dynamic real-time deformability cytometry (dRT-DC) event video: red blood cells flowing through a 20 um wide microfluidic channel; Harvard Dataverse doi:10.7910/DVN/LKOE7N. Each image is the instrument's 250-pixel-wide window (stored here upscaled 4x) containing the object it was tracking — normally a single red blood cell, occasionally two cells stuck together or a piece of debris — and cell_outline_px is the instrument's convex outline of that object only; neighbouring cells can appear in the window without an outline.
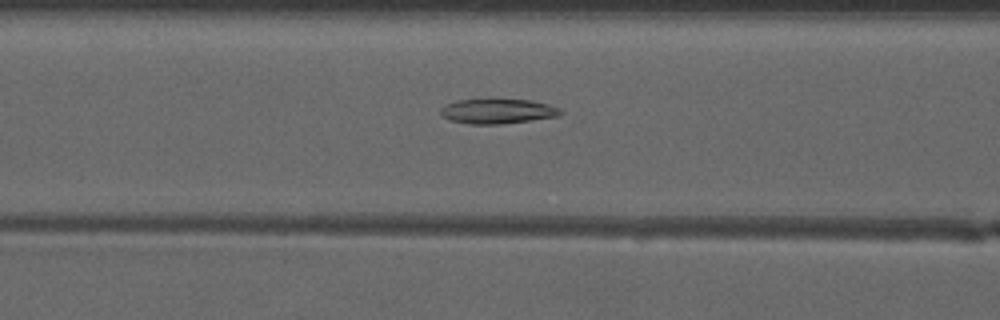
{"species": "common noctule bat (a hibernating species)", "species_latin": "Nyctalus noctula", "temperature_condition": "warm", "stored_images_in_passage": 33, "camera_frame_rate_fps": 3000, "um_per_image_px": 0.085, "animal": {"sex": "male", "forearm_length_mm": 52.5}, "frame": {"image": 1, "passage_image": 5, "time_ms": 1.333, "image_size_px": [1000, 320], "cell_outline_px": [[564, 112], [560, 116], [500, 124], [472, 124], [452, 120], [444, 116], [440, 112], [440, 108], [444, 104], [456, 100], [528, 100], [548, 104], [560, 108]], "centroid_in_image_um": [42.32, 9.45], "position_along_channel_um": 124.3, "area_um2": 17.11}}
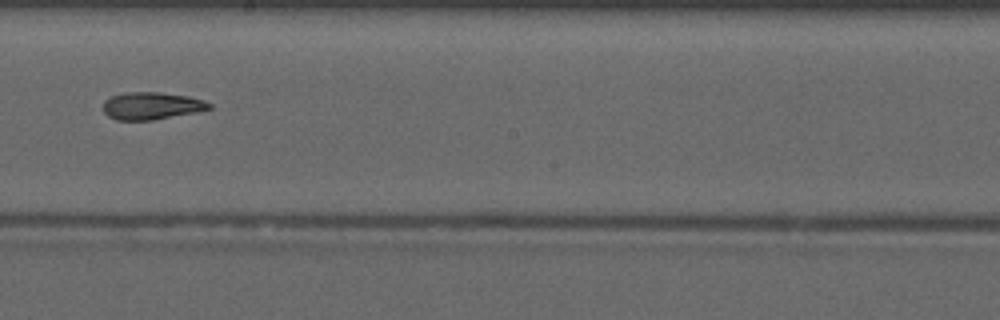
{"frame": {"image": 2, "passage_image": 13, "time_ms": 4.0, "image_size_px": [1000, 320], "cell_outline_px": [[212, 108], [196, 112], [152, 120], [116, 120], [108, 116], [104, 112], [104, 100], [112, 96], [128, 92], [160, 92], [188, 96], [204, 100], [212, 104]], "centroid_in_image_um": [12.89, 8.99], "position_along_channel_um": 235.3, "area_um2": 16.88}}
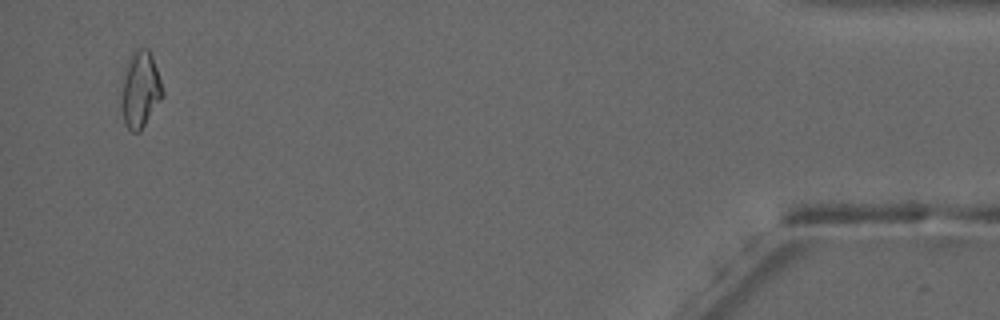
{"frame": {"image": 3, "passage_image": 32, "time_ms": 10.333, "image_size_px": [1000, 320], "cell_outline_px": [[164, 96], [140, 132], [132, 132], [124, 124], [120, 104], [124, 80], [128, 60], [132, 52], [140, 48], [148, 48], [152, 56], [164, 92]], "centroid_in_image_um": [11.93, 7.66], "position_along_channel_um": 423.3, "area_um2": 18.21}, "authors_computed_cell_mechanics": {"area_um2": 16.9932, "velocity_mm_per_s": 4.1738, "shape_relaxation_time_tau1_ms": null, "shape_relaxation_time_tau2_ms": 5.5144, "deformation_change_tau1": null, "deformation_change_tau2": 0.1516}}